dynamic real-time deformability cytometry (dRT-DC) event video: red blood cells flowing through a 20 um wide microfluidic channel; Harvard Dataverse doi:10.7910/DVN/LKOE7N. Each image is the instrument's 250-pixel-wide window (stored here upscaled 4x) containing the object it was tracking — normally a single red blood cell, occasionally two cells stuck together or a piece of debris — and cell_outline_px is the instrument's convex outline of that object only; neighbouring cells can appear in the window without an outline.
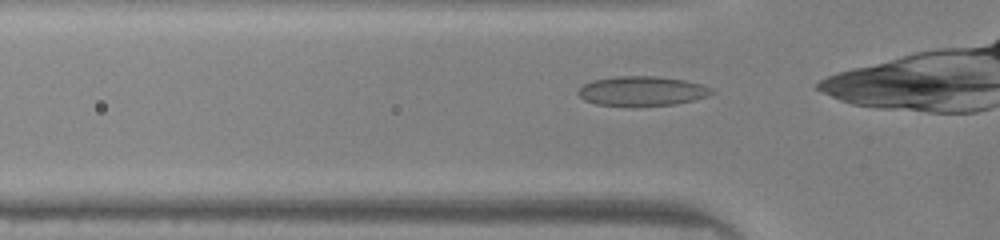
{"species": "common noctule bat (a hibernating species)", "species_latin": "Nyctalus noctula", "temperature_condition": "warm", "stored_images_in_passage": 24, "camera_frame_rate_fps": 3000, "um_per_image_px": 0.085, "animal": {"sex": "male", "body_mass_g": 20.0, "forearm_length_mm": 53.3}, "frame": {"image": 1, "passage_image": 2, "time_ms": 0.333, "image_size_px": [1000, 240], "cell_outline_px": [[716, 92], [708, 96], [676, 104], [596, 104], [584, 100], [576, 92], [584, 84], [592, 80], [616, 76], [656, 76], [684, 80], [700, 84], [712, 88]], "centroid_in_image_um": [54.58, 7.7], "position_along_channel_um": 71.2, "area_um2": 22.43}}
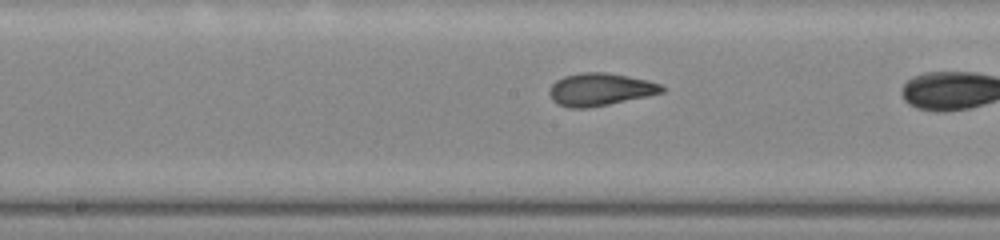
{"frame": {"image": 2, "passage_image": 11, "time_ms": 3.333, "image_size_px": [1000, 240], "cell_outline_px": [[664, 92], [648, 96], [588, 108], [568, 108], [552, 100], [548, 92], [552, 84], [556, 80], [564, 76], [580, 72], [604, 72], [628, 76], [648, 80], [660, 84], [664, 88]], "centroid_in_image_um": [50.99, 7.6], "position_along_channel_um": 197.2, "area_um2": 21.33}}
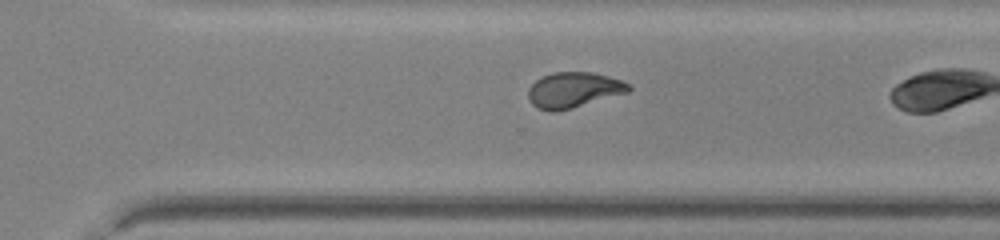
{"frame": {"image": 3, "passage_image": 20, "time_ms": 6.333, "image_size_px": [1000, 240], "cell_outline_px": [[632, 88], [628, 92], [572, 108], [556, 112], [548, 112], [536, 108], [532, 104], [528, 96], [528, 88], [536, 80], [552, 72], [592, 72], [608, 76], [620, 80], [628, 84]], "centroid_in_image_um": [48.72, 7.66], "position_along_channel_um": 321.9, "area_um2": 20.75}}